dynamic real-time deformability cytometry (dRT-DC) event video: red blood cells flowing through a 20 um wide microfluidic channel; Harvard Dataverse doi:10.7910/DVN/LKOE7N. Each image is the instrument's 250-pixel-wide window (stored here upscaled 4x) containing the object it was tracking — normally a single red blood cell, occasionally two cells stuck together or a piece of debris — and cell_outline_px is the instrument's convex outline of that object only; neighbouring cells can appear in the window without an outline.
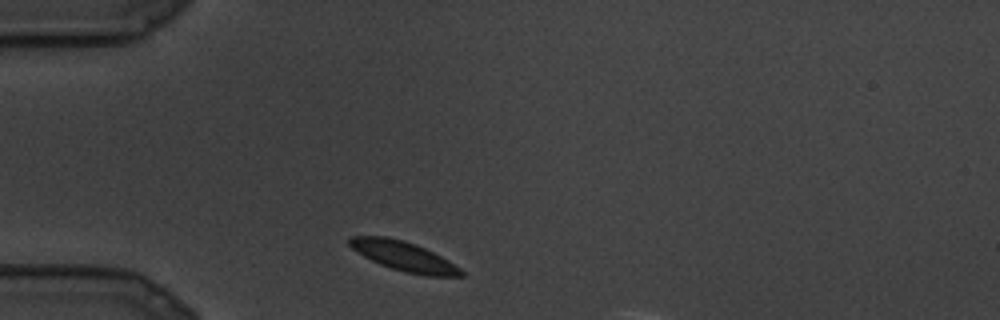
{"species": "common noctule bat (a hibernating species)", "species_latin": "Nyctalus noctula", "temperature_condition": "cold", "stored_images_in_passage": 4, "camera_frame_rate_fps": 3000, "um_per_image_px": 0.085, "animal": {"sex": "male", "body_mass_g": 19.5, "forearm_length_mm": 54.6}, "frame": {"image": 1, "passage_image": 1, "time_ms": 0.0, "image_size_px": [1000, 320], "cell_outline_px": [[468, 276], [424, 276], [404, 272], [380, 264], [356, 252], [348, 244], [348, 236], [388, 236], [404, 240], [416, 244], [448, 260], [460, 268]], "centroid_in_image_um": [34.31, 21.77], "position_along_channel_um": 50.7, "area_um2": 19.31}}